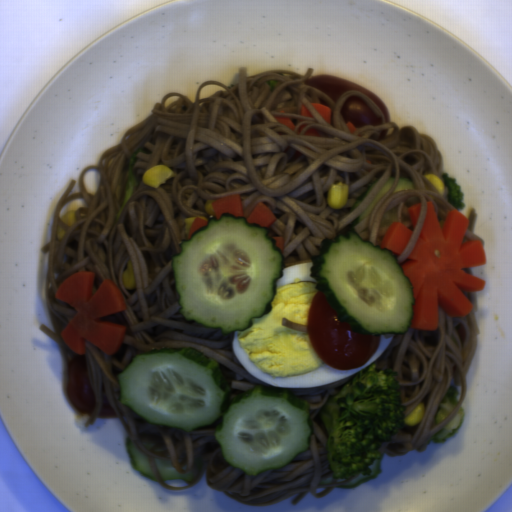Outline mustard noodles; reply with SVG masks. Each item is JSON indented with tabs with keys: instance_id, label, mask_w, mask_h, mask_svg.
I'll use <instances>...</instances> for the list:
<instances>
[{
	"instance_id": "mustard-noodles-3",
	"label": "mustard noodles",
	"mask_w": 512,
	"mask_h": 512,
	"mask_svg": "<svg viewBox=\"0 0 512 512\" xmlns=\"http://www.w3.org/2000/svg\"><path fill=\"white\" fill-rule=\"evenodd\" d=\"M281 323L282 326H288L296 331L307 333V325L305 324H298L294 320H290L284 317L282 318Z\"/></svg>"
},
{
	"instance_id": "mustard-noodles-2",
	"label": "mustard noodles",
	"mask_w": 512,
	"mask_h": 512,
	"mask_svg": "<svg viewBox=\"0 0 512 512\" xmlns=\"http://www.w3.org/2000/svg\"><path fill=\"white\" fill-rule=\"evenodd\" d=\"M462 215L469 220L468 227L463 236L462 243L465 241H468V240H478L481 242V244L483 246V250H484L485 240L481 239L475 232V222H476V217H477V213H476L475 209H473V208L469 209L468 214H462Z\"/></svg>"
},
{
	"instance_id": "mustard-noodles-1",
	"label": "mustard noodles",
	"mask_w": 512,
	"mask_h": 512,
	"mask_svg": "<svg viewBox=\"0 0 512 512\" xmlns=\"http://www.w3.org/2000/svg\"><path fill=\"white\" fill-rule=\"evenodd\" d=\"M314 69L303 74L273 69L248 74L239 68L236 83L217 80L199 83L194 101L170 91L154 102L151 113L127 129L120 143L104 151L95 165L85 166L78 178L79 192L70 194L71 179L53 205L49 241L41 253L49 252L45 306L52 329L40 330L65 344L62 330L78 311L55 297L63 281L76 272L94 274L93 294L105 279L119 289L126 310L100 317V322L124 325L125 335L115 354L84 340L83 355L93 387L95 410L89 429L101 411L103 390L126 438L158 468L156 459L170 461L177 472L189 473L199 463L211 488L234 501L250 506L272 505L297 494L298 504L307 493L326 495L335 487L350 489L378 478L385 455L399 456L429 448L433 436L462 406L468 390V374L479 342L476 310L477 291H461L472 304L463 317H450L438 304L435 330L411 328L394 338L373 364L396 372L403 417L419 404L424 414L415 426L402 423L397 432L381 443L380 455L368 474L352 479L335 477L327 458L328 432L321 416L323 405L352 380L309 388L276 387L248 373L233 349L234 332L223 334L213 327L185 323L176 295L173 256L182 251L188 217H205L207 200L240 195L242 216H250L262 202L276 218L269 229L284 237L281 251L284 270L312 262L324 238H338L346 225L360 216L394 175V181L365 219L355 225L357 236L380 245L390 225H380L383 215L397 206L395 222L413 231L401 255V267L422 231L427 204L432 202L442 229L448 210L455 207L424 176L442 179L444 161L438 145L414 126L399 127L386 121L381 109L364 92L352 90L336 102L306 83ZM310 102L331 109L330 124ZM305 104L313 117L300 114ZM275 116L290 118L291 131ZM353 122L351 134L346 122ZM306 124L300 135L297 130ZM312 127L322 136H304ZM138 186L117 219L118 205L126 185L125 171L133 153ZM159 163L175 172L157 189L144 184L143 173ZM386 170L369 196L350 211L355 199L372 178ZM400 177L414 182L413 189L393 192ZM349 185L347 204L332 209L327 204L331 184ZM417 196L422 208L416 227L406 214L405 201ZM76 209V221L59 218ZM65 230L57 238L59 226ZM133 265L135 289L124 288L122 273ZM68 345V344H67ZM194 347L219 362L235 397L261 387L306 399L311 407L314 431L309 450L282 468L256 476L232 466L221 456V447L211 429L184 433L140 422L118 401L116 372L124 369L131 355L166 346ZM449 385L457 386V406L432 427L438 405Z\"/></svg>"
}]
</instances>
